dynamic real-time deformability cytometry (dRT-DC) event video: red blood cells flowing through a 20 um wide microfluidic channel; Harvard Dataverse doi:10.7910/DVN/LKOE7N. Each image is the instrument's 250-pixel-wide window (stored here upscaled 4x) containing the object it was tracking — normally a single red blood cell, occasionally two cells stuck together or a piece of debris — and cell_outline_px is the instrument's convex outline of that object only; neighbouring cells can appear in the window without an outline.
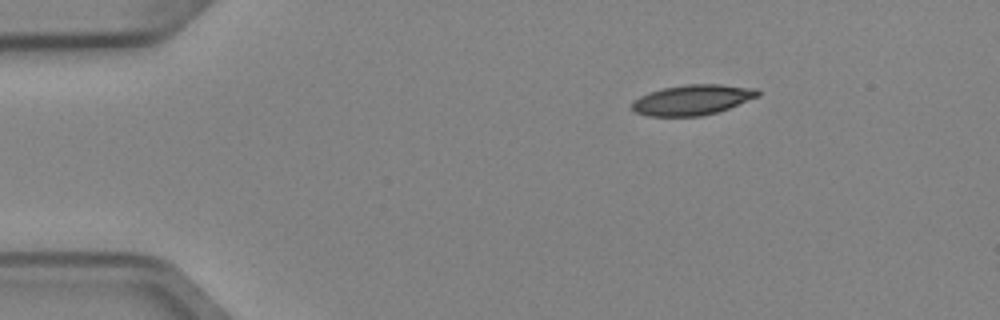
{"species": "Egyptian fruit bat (a non-hibernating species)", "species_latin": "Rousettus aegyptiacus", "temperature_condition": "cold", "stored_images_in_passage": 3, "camera_frame_rate_fps": 3000, "um_per_image_px": 0.085, "animal": {"sex": "female"}, "frame": {"image": 1, "passage_image": 1, "time_ms": 0.0, "image_size_px": [1000, 320], "cell_outline_px": [[760, 96], [728, 108], [716, 112], [700, 116], [648, 116], [636, 112], [632, 108], [632, 100], [648, 92], [664, 88], [688, 84], [720, 84], [756, 88], [760, 92]], "centroid_in_image_um": [58.85, 8.48], "position_along_channel_um": 26.1, "area_um2": 22.14}}